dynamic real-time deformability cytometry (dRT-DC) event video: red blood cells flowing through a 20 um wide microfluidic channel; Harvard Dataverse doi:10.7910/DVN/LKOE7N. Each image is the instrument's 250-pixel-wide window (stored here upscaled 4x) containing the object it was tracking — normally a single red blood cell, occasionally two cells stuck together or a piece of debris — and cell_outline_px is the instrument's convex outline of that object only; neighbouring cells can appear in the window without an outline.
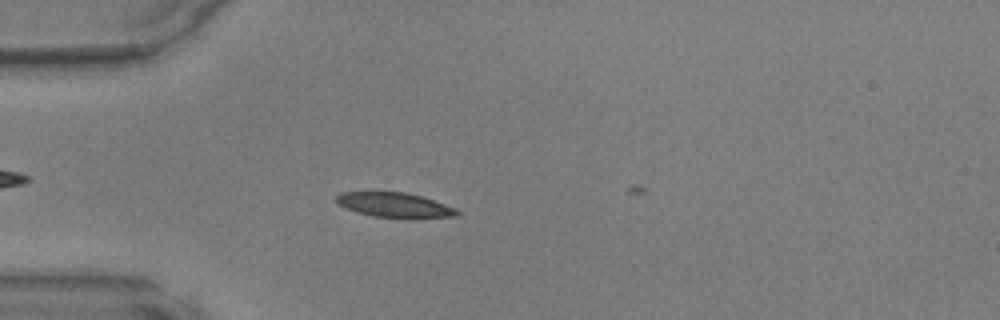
{"species": "common noctule bat (a hibernating species)", "species_latin": "Nyctalus noctula", "temperature_condition": "warm", "stored_images_in_passage": 8, "camera_frame_rate_fps": 3000, "um_per_image_px": 0.085, "animal": {"sex": "male", "body_mass_g": 17.9, "forearm_length_mm": 54.2}, "frame": {"image": 1, "passage_image": 7, "time_ms": 2.0, "image_size_px": [1000, 320], "cell_outline_px": [[460, 212], [456, 216], [412, 220], [376, 216], [356, 212], [344, 208], [336, 204], [336, 196], [340, 192], [408, 192], [456, 208]], "centroid_in_image_um": [33.55, 17.45], "position_along_channel_um": 51.5, "area_um2": 17.86}}